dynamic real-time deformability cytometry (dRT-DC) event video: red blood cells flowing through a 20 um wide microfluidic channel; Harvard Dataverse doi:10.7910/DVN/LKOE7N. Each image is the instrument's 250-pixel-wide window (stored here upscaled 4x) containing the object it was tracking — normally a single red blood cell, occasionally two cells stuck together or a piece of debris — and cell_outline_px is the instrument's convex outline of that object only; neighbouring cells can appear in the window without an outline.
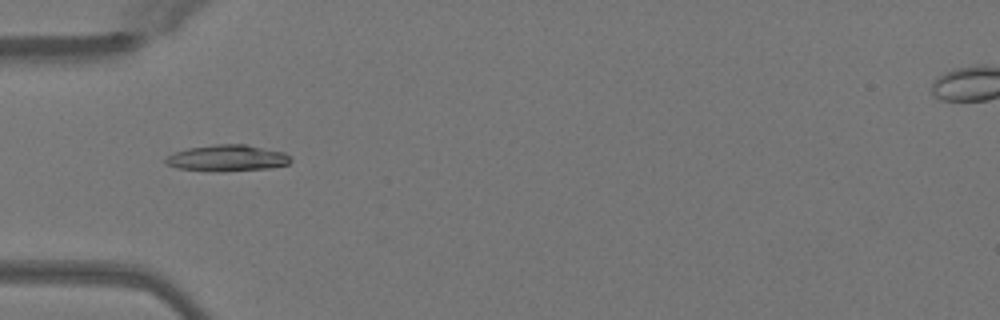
{"species": "Egyptian fruit bat (a non-hibernating species)", "species_latin": "Rousettus aegyptiacus", "temperature_condition": "warm", "stored_images_in_passage": 23, "camera_frame_rate_fps": 3000, "um_per_image_px": 0.085, "animal": {"sex": "female"}, "frame": {"image": 1, "passage_image": 8, "time_ms": 2.333, "image_size_px": [1000, 320], "cell_outline_px": [[292, 160], [288, 164], [268, 168], [224, 172], [176, 168], [168, 164], [164, 160], [168, 156], [176, 152], [188, 148], [216, 144], [248, 144], [284, 152]], "centroid_in_image_um": [19.34, 13.43], "position_along_channel_um": 65.7, "area_um2": 19.13}}
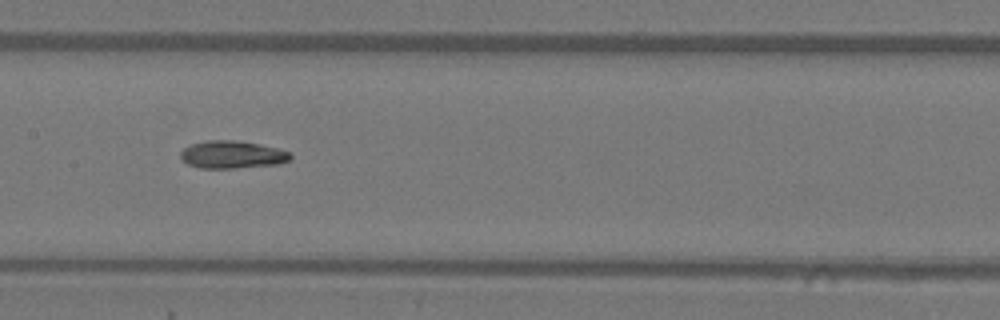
{"frame": {"image": 2, "passage_image": 17, "time_ms": 5.333, "image_size_px": [1000, 320], "cell_outline_px": [[292, 160], [280, 164], [236, 168], [200, 168], [188, 164], [180, 156], [180, 152], [184, 148], [192, 144], [208, 140], [236, 140], [260, 144], [280, 148], [288, 152], [292, 156]], "centroid_in_image_um": [19.79, 13.14], "position_along_channel_um": 187.6, "area_um2": 17.8}}
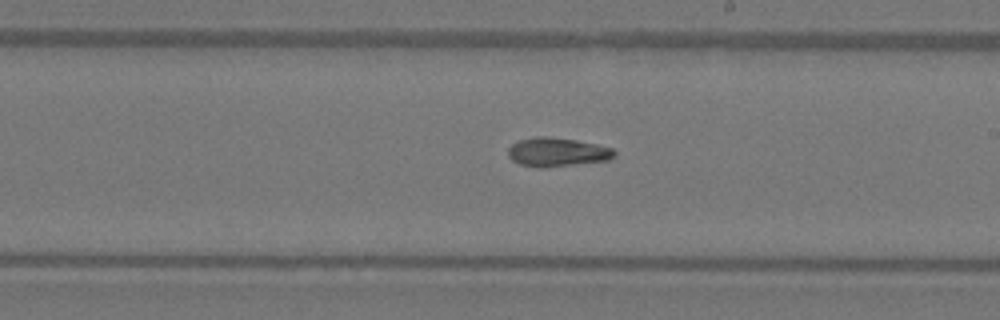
{"frame": {"image": 3, "passage_image": 21, "time_ms": 6.667, "image_size_px": [1000, 320], "cell_outline_px": [[616, 156], [608, 160], [544, 168], [536, 168], [520, 164], [512, 160], [508, 156], [508, 148], [512, 144], [520, 140], [536, 136], [548, 136], [576, 140], [596, 144], [612, 148], [616, 152]], "centroid_in_image_um": [47.35, 12.93], "position_along_channel_um": 241.7, "area_um2": 17.98}}